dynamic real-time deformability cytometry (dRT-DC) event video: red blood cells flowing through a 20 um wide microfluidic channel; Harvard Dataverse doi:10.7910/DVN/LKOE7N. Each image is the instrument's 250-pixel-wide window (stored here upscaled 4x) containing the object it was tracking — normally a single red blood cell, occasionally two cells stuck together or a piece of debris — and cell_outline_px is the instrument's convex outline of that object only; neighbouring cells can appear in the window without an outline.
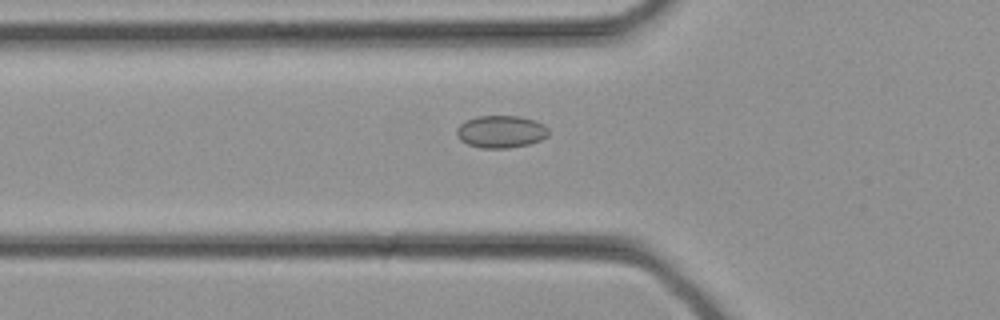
{"species": "common noctule bat (a hibernating species)", "species_latin": "Nyctalus noctula", "temperature_condition": "cold", "stored_images_in_passage": 34, "camera_frame_rate_fps": 3000, "um_per_image_px": 0.085, "animal": {"sex": "female", "body_mass_g": 21.9}, "frame": {"image": 1, "passage_image": 12, "time_ms": 3.667, "image_size_px": [1000, 320], "cell_outline_px": [[548, 136], [540, 140], [528, 144], [508, 148], [480, 148], [468, 144], [460, 140], [456, 136], [456, 128], [460, 124], [476, 116], [520, 116], [536, 120], [544, 124], [548, 128]], "centroid_in_image_um": [42.58, 11.19], "position_along_channel_um": 83.2, "area_um2": 17.46}}
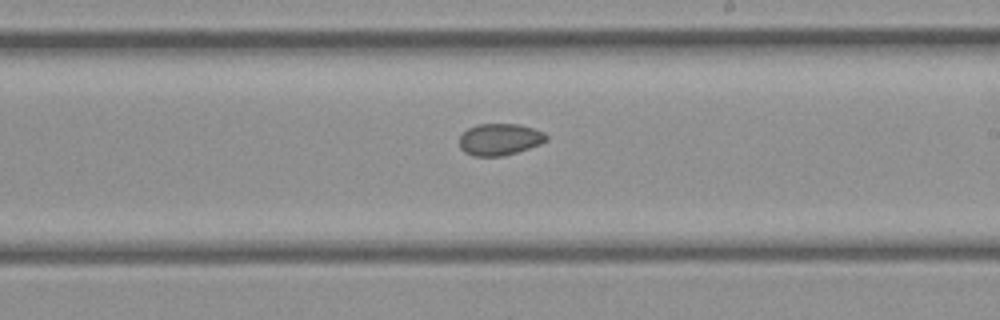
{"frame": {"image": 2, "passage_image": 20, "time_ms": 6.333, "image_size_px": [1000, 320], "cell_outline_px": [[548, 140], [540, 144], [516, 152], [500, 156], [472, 156], [464, 152], [460, 148], [460, 136], [468, 128], [476, 124], [520, 124], [544, 132], [548, 136]], "centroid_in_image_um": [42.47, 11.84], "position_along_channel_um": 246.5, "area_um2": 16.07}}
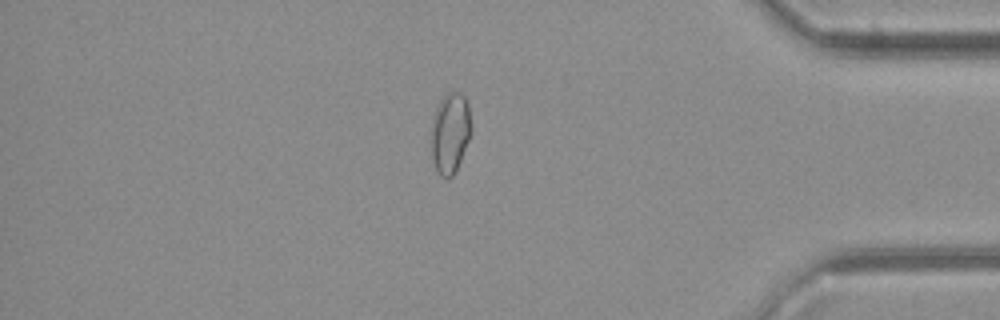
{"frame": {"image": 3, "passage_image": 29, "time_ms": 9.333, "image_size_px": [1000, 320], "cell_outline_px": [[472, 132], [456, 172], [448, 180], [440, 176], [436, 172], [432, 156], [432, 116], [440, 100], [448, 92], [456, 92], [464, 96], [468, 104], [472, 128]], "centroid_in_image_um": [38.27, 11.34], "position_along_channel_um": 396.9, "area_um2": 19.02}}